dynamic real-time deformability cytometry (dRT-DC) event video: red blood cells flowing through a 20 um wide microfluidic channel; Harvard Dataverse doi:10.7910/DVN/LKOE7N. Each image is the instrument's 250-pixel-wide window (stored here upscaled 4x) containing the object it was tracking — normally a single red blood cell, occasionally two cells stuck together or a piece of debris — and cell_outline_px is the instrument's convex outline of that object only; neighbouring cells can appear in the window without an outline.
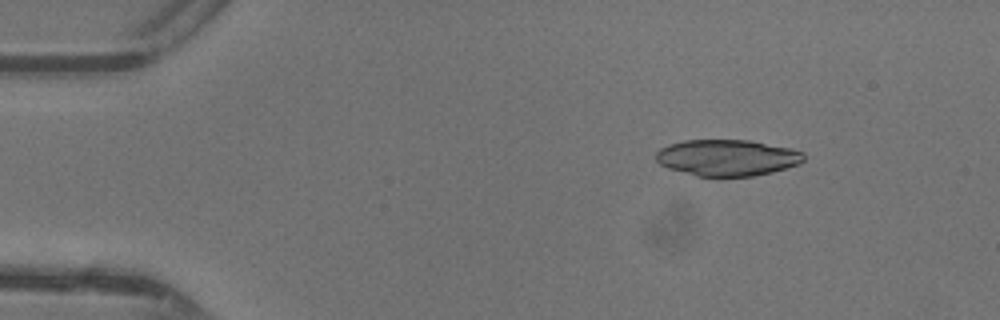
{"species": "common noctule bat (a hibernating species)", "species_latin": "Nyctalus noctula", "temperature_condition": "warm", "stored_images_in_passage": 13, "camera_frame_rate_fps": 3000, "um_per_image_px": 0.085, "animal": {"sex": "female"}, "frame": {"image": 1, "passage_image": 6, "time_ms": 1.667, "image_size_px": [1000, 320], "cell_outline_px": [[804, 160], [800, 164], [772, 172], [752, 176], [696, 176], [668, 168], [660, 164], [656, 160], [656, 152], [660, 148], [668, 144], [684, 140], [748, 140], [792, 148], [804, 152]], "centroid_in_image_um": [61.82, 13.4], "position_along_channel_um": 23.2, "area_um2": 31.39}}